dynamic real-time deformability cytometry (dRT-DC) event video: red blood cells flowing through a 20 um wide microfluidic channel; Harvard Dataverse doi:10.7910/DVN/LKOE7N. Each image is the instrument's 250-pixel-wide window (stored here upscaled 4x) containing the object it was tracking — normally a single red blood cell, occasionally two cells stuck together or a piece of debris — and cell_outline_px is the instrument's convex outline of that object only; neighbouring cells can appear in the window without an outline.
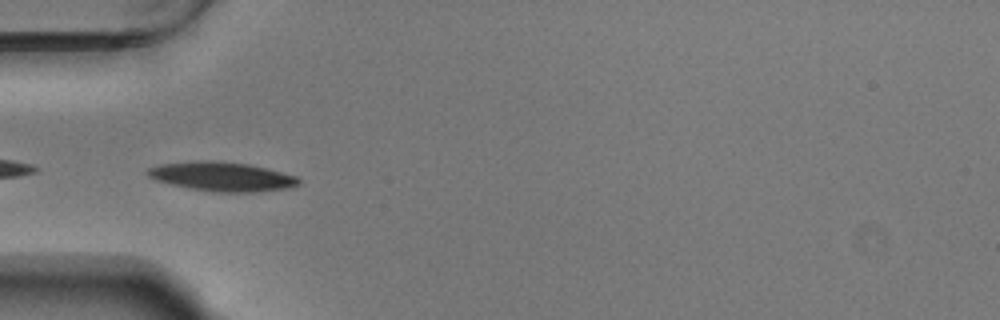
{"species": "Egyptian fruit bat (a non-hibernating species)", "species_latin": "Rousettus aegyptiacus", "temperature_condition": "warm", "stored_images_in_passage": 31, "camera_frame_rate_fps": 3000, "um_per_image_px": 0.085, "animal": {"sex": "male"}, "frame": {"image": 1, "passage_image": 1, "time_ms": 0.0, "image_size_px": [1000, 320], "cell_outline_px": [[300, 184], [284, 188], [252, 192], [220, 192], [188, 188], [156, 180], [148, 176], [144, 172], [148, 168], [160, 164], [196, 160], [212, 160], [248, 164], [296, 176], [300, 180]], "centroid_in_image_um": [18.8, 14.99], "position_along_channel_um": 66.2, "area_um2": 25.43}}
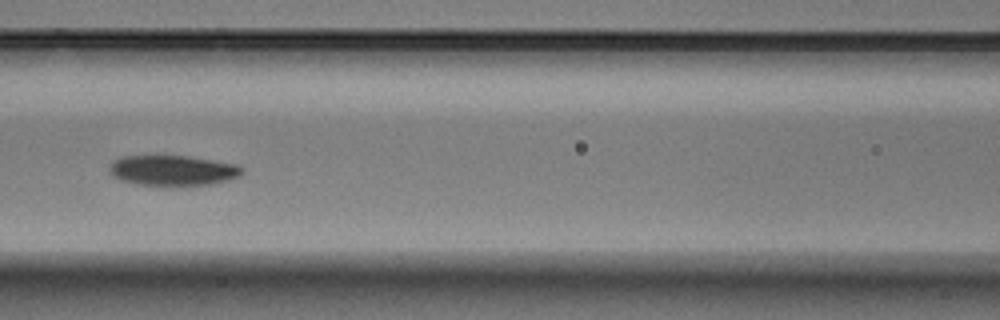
{"frame": {"image": 2, "passage_image": 8, "time_ms": 2.333, "image_size_px": [1000, 320], "cell_outline_px": [[244, 172], [240, 176], [228, 180], [212, 184], [164, 188], [136, 184], [120, 180], [112, 176], [108, 168], [112, 160], [120, 156], [192, 156], [240, 164], [244, 168]], "centroid_in_image_um": [14.7, 14.51], "position_along_channel_um": 151.9, "area_um2": 24.62}}
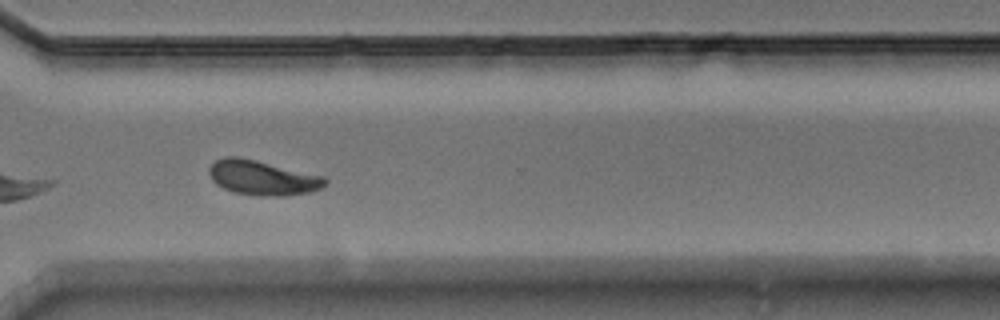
{"frame": {"image": 3, "passage_image": 24, "time_ms": 7.667, "image_size_px": [1000, 320], "cell_outline_px": [[328, 184], [312, 192], [284, 196], [260, 196], [232, 192], [216, 184], [212, 180], [208, 172], [208, 168], [216, 160], [224, 156], [236, 156], [256, 160], [324, 176], [328, 180]], "centroid_in_image_um": [22.32, 15.11], "position_along_channel_um": 348.3, "area_um2": 23.64}, "authors_computed_cell_mechanics": {"area_um2": 23.6402, "velocity_mm_per_s": 3.6949, "shape_relaxation_time_tau1_ms": 2.2782, "shape_relaxation_time_tau2_ms": 7.0385, "deformation_change_tau1": 0.117, "deformation_change_tau2": 0.1109}}